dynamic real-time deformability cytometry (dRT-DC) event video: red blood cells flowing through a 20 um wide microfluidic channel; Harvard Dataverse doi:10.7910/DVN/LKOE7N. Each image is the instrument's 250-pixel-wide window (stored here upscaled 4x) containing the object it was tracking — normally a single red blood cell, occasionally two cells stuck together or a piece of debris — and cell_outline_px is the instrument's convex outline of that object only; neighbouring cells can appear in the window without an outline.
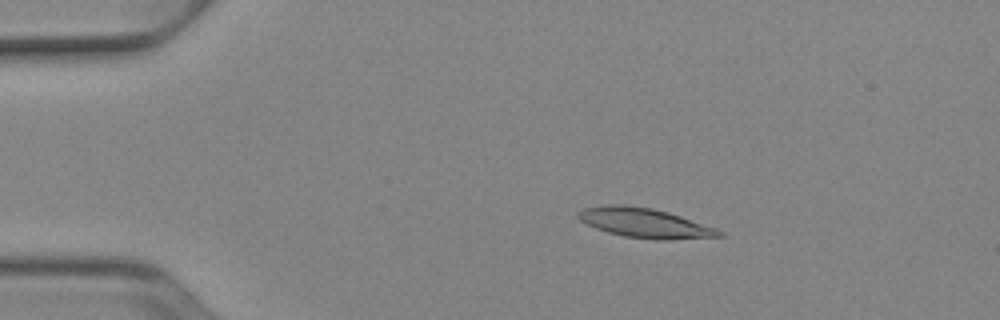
{"species": "Egyptian fruit bat (a non-hibernating species)", "species_latin": "Rousettus aegyptiacus", "temperature_condition": "cold", "stored_images_in_passage": 51, "camera_frame_rate_fps": 3000, "um_per_image_px": 0.085, "animal": {"sex": "female"}, "frame": {"image": 1, "passage_image": 9, "time_ms": 2.667, "image_size_px": [1000, 320], "cell_outline_px": [[724, 236], [668, 240], [656, 240], [624, 236], [608, 232], [596, 228], [580, 220], [576, 216], [576, 212], [584, 208], [612, 204], [624, 204], [652, 208], [668, 212], [716, 228], [724, 232]], "centroid_in_image_um": [54.8, 18.95], "position_along_channel_um": 30.2, "area_um2": 24.28}}
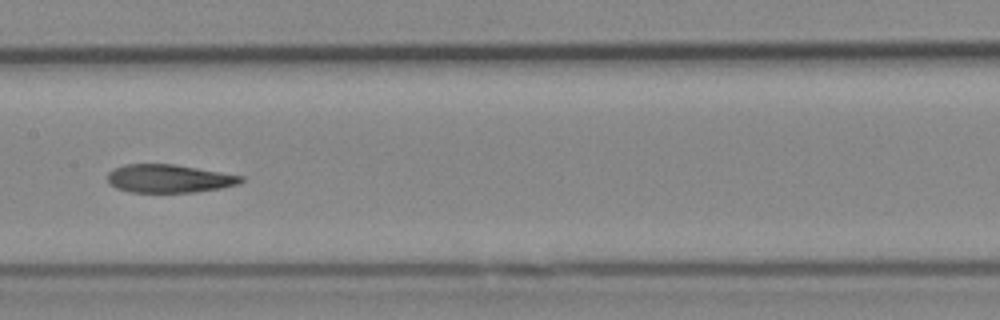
{"frame": {"image": 2, "passage_image": 26, "time_ms": 8.333, "image_size_px": [1000, 320], "cell_outline_px": [[244, 180], [236, 184], [220, 188], [196, 192], [132, 192], [116, 188], [108, 184], [108, 172], [112, 168], [124, 164], [172, 164], [244, 176]], "centroid_in_image_um": [14.31, 15.17], "position_along_channel_um": 193.1, "area_um2": 21.85}}
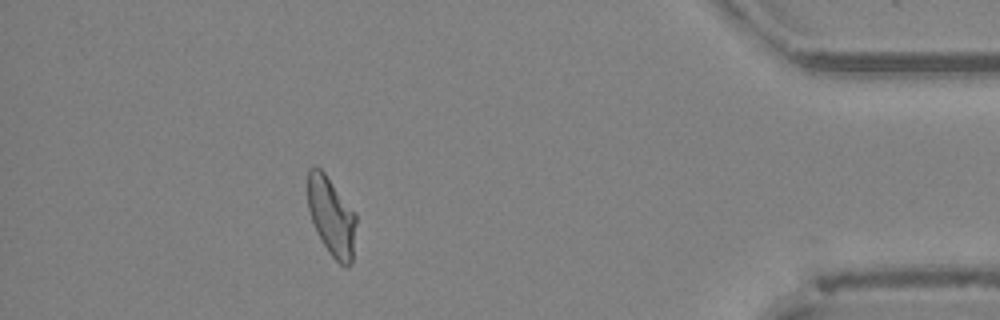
{"frame": {"image": 3, "passage_image": 46, "time_ms": 15.0, "image_size_px": [1000, 320], "cell_outline_px": [[356, 220], [352, 264], [348, 268], [340, 264], [328, 252], [316, 232], [308, 208], [308, 168], [316, 164], [324, 172], [356, 212]], "centroid_in_image_um": [28.18, 18.39], "position_along_channel_um": 407.0, "area_um2": 22.43}, "authors_computed_cell_mechanics": {"area_um2": 23.12, "velocity_mm_per_s": 3.9102, "shape_relaxation_time_tau1_ms": null, "shape_relaxation_time_tau2_ms": 3.495, "deformation_change_tau1": null, "deformation_change_tau2": 0.1114}}